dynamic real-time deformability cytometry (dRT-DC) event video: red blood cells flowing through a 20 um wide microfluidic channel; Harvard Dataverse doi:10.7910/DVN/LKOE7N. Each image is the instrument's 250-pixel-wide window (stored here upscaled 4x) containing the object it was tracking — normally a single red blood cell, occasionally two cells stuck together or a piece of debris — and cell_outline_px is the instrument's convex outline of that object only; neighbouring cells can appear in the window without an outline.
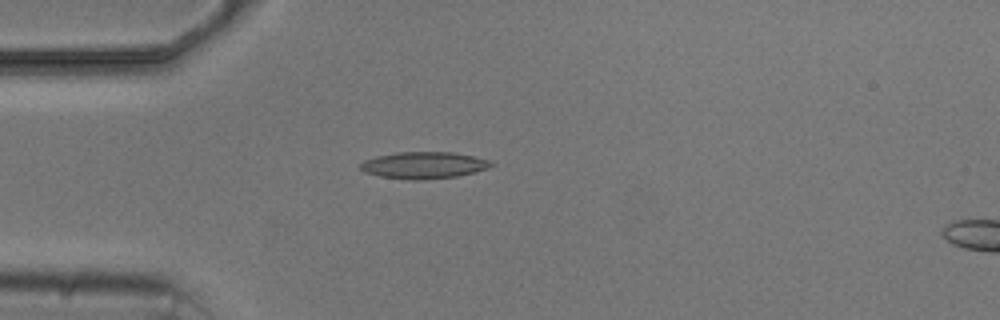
{"species": "common noctule bat (a hibernating species)", "species_latin": "Nyctalus noctula", "temperature_condition": "cold", "stored_images_in_passage": 6, "camera_frame_rate_fps": 3000, "um_per_image_px": 0.085, "animal": {"sex": "male", "body_mass_g": 20.5, "forearm_length_mm": 52.5}, "frame": {"image": 1, "passage_image": 5, "time_ms": 4.667, "image_size_px": [1000, 320], "cell_outline_px": [[496, 164], [488, 168], [476, 172], [456, 176], [424, 180], [412, 180], [380, 176], [364, 172], [360, 168], [360, 164], [364, 160], [376, 156], [396, 152], [452, 152], [492, 160]], "centroid_in_image_um": [36.05, 14.04], "position_along_channel_um": 49.0, "area_um2": 20.52}}